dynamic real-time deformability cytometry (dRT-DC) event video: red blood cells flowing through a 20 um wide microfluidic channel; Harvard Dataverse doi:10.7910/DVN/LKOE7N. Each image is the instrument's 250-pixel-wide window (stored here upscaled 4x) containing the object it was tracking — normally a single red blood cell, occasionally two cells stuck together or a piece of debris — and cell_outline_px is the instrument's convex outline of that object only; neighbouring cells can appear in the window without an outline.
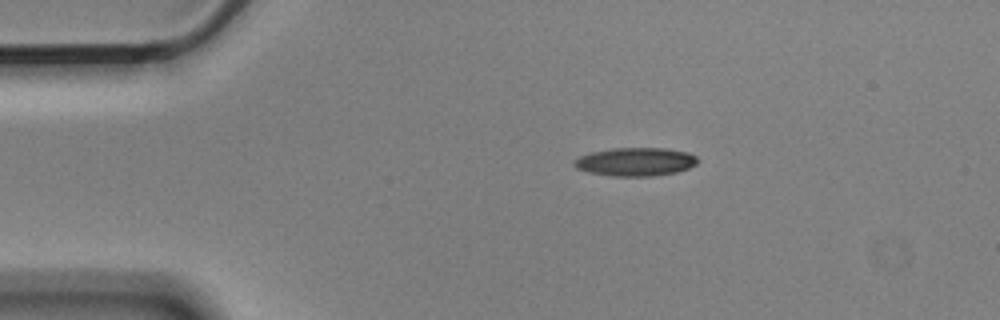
{"species": "Egyptian fruit bat (a non-hibernating species)", "species_latin": "Rousettus aegyptiacus", "temperature_condition": "cold", "stored_images_in_passage": 2, "camera_frame_rate_fps": 3000, "um_per_image_px": 0.085, "animal": {"sex": "male"}, "frame": {"image": 1, "passage_image": 1, "time_ms": 0.0, "image_size_px": [1000, 320], "cell_outline_px": [[700, 160], [696, 164], [688, 168], [676, 172], [652, 176], [612, 176], [588, 172], [576, 168], [572, 164], [572, 160], [580, 156], [592, 152], [612, 148], [664, 148], [688, 152], [696, 156]], "centroid_in_image_um": [54.0, 13.75], "position_along_channel_um": 31.0, "area_um2": 20.52}}